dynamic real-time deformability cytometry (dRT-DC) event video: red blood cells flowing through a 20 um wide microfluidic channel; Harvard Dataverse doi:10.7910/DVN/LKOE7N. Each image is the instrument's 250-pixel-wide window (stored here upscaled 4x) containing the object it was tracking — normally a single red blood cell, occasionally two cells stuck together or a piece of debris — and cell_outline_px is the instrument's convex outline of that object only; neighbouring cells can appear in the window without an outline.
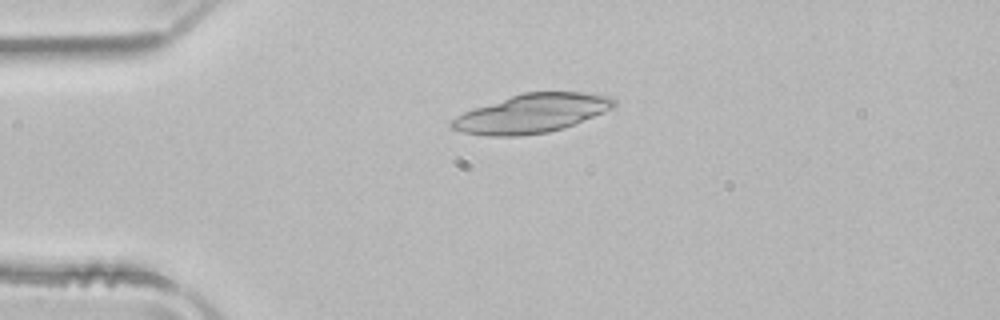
{"species": "common noctule bat (a hibernating species)", "species_latin": "Nyctalus noctula", "temperature_condition": "room temperature", "stored_images_in_passage": 42, "camera_frame_rate_fps": 3000, "um_per_image_px": 0.085, "animal": {"sex": "male", "body_mass_g": 21.5, "forearm_length_mm": 52.0}, "frame": {"image": 1, "passage_image": 3, "time_ms": 0.667, "image_size_px": [1000, 320], "cell_outline_px": [[616, 108], [564, 128], [548, 132], [520, 136], [488, 136], [464, 132], [452, 128], [448, 124], [448, 120], [464, 112], [524, 92], [584, 92], [612, 96], [616, 100]], "centroid_in_image_um": [45.26, 9.64], "position_along_channel_um": 39.7, "area_um2": 36.7}}